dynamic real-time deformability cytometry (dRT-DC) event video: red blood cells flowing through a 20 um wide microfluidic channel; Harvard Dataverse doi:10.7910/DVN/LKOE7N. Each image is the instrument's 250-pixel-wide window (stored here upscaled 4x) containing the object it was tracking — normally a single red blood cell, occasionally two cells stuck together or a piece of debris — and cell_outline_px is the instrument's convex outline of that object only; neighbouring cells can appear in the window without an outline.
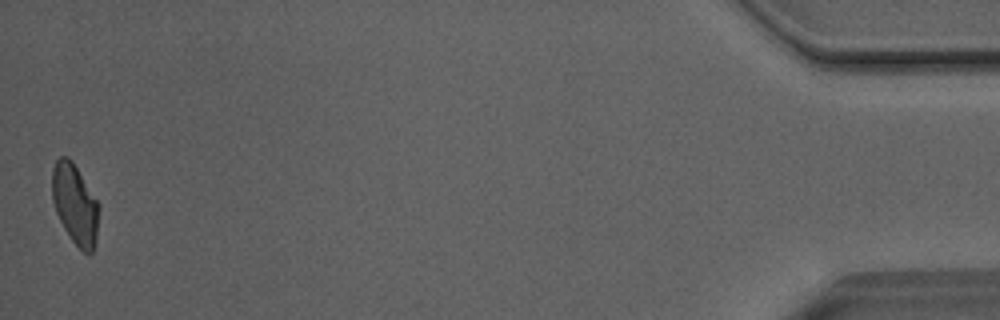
{"species": "Egyptian fruit bat (a non-hibernating species)", "species_latin": "Rousettus aegyptiacus", "temperature_condition": "room temperature", "stored_images_in_passage": 50, "camera_frame_rate_fps": 3000, "um_per_image_px": 0.085, "animal": {"sex": "male"}, "frame": {"image": 1, "passage_image": 50, "time_ms": 16.333, "image_size_px": [1000, 320], "cell_outline_px": [[100, 208], [96, 236], [92, 252], [84, 252], [72, 240], [64, 228], [56, 212], [52, 200], [52, 168], [56, 160], [60, 156], [68, 156], [72, 160], [100, 204]], "centroid_in_image_um": [6.37, 17.3], "position_along_channel_um": 428.8, "area_um2": 21.85}, "authors_computed_cell_mechanics": {"area_um2": 22.9177, "velocity_mm_per_s": 4.0545, "shape_relaxation_time_tau1_ms": null, "shape_relaxation_time_tau2_ms": 3.0589, "deformation_change_tau1": null, "deformation_change_tau2": 0.1059}}